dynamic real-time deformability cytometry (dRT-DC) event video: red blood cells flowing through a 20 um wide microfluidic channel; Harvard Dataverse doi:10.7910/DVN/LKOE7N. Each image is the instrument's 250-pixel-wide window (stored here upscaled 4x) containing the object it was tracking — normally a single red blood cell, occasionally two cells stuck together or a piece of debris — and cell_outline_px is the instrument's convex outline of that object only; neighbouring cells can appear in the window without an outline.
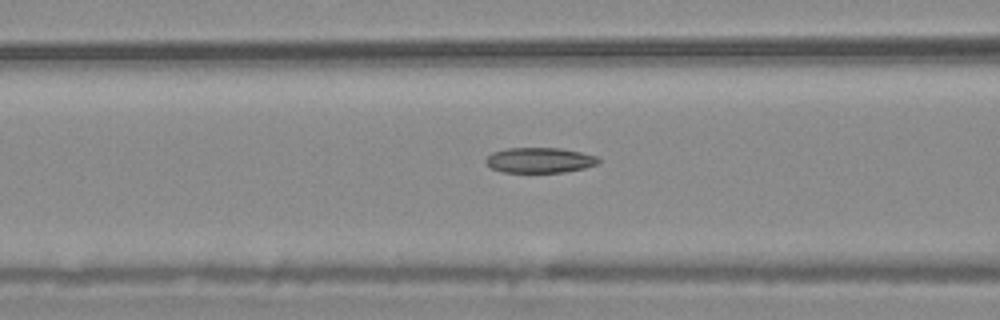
{"species": "common noctule bat (a hibernating species)", "species_latin": "Nyctalus noctula", "temperature_condition": "warm", "stored_images_in_passage": 38, "camera_frame_rate_fps": 3000, "um_per_image_px": 0.085, "animal": {"sex": "male", "body_mass_g": 20.4}, "frame": {"image": 1, "passage_image": 7, "time_ms": 2.0, "image_size_px": [1000, 320], "cell_outline_px": [[600, 160], [596, 164], [584, 168], [564, 172], [500, 172], [492, 168], [484, 160], [492, 152], [508, 148], [560, 148], [580, 152], [596, 156]], "centroid_in_image_um": [45.85, 13.61], "position_along_channel_um": 120.8, "area_um2": 16.47}}
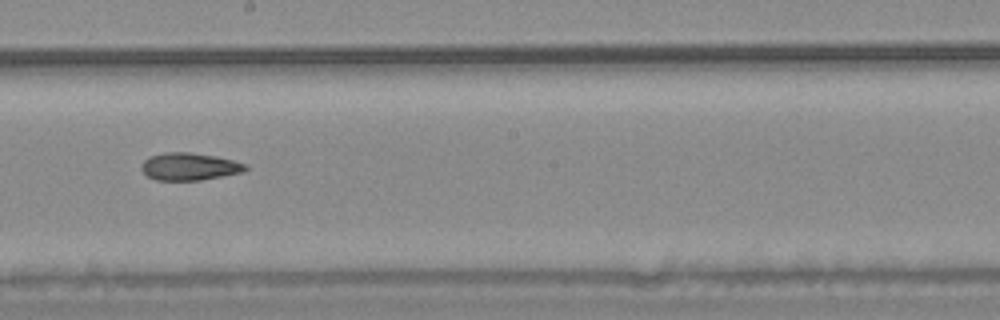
{"frame": {"image": 2, "passage_image": 16, "time_ms": 5.0, "image_size_px": [1000, 320], "cell_outline_px": [[248, 168], [244, 172], [200, 180], [156, 180], [148, 176], [140, 168], [144, 160], [152, 156], [164, 152], [188, 152], [216, 156], [248, 164]], "centroid_in_image_um": [16.13, 14.15], "position_along_channel_um": 232.1, "area_um2": 16.59}}
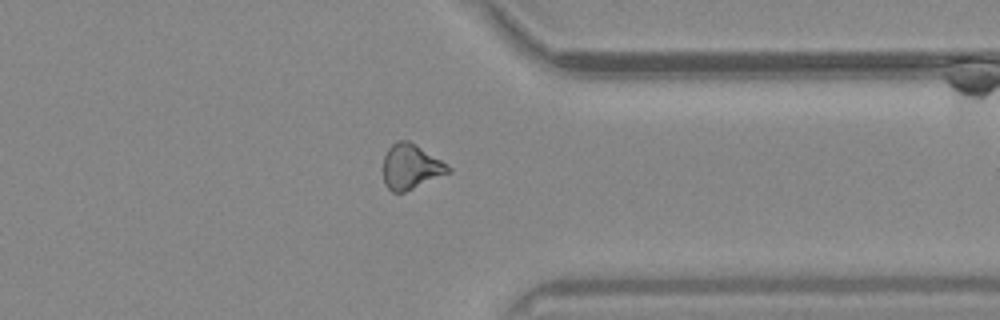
{"frame": {"image": 3, "passage_image": 28, "time_ms": 9.0, "image_size_px": [1000, 320], "cell_outline_px": [[452, 172], [404, 192], [392, 192], [384, 184], [384, 156], [388, 148], [392, 144], [400, 140], [408, 140], [416, 144], [448, 164], [452, 168]], "centroid_in_image_um": [34.95, 14.17], "position_along_channel_um": 376.5, "area_um2": 17.11}, "authors_computed_cell_mechanics": {"area_um2": 16.8487, "velocity_mm_per_s": 3.7068, "shape_relaxation_time_tau1_ms": null, "shape_relaxation_time_tau2_ms": 10.6871, "deformation_change_tau1": null, "deformation_change_tau2": 0.2123}}